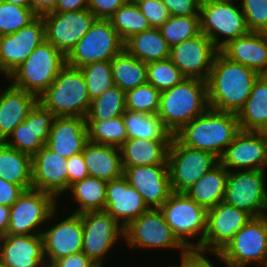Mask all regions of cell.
Wrapping results in <instances>:
<instances>
[{
	"label": "cell",
	"mask_w": 267,
	"mask_h": 267,
	"mask_svg": "<svg viewBox=\"0 0 267 267\" xmlns=\"http://www.w3.org/2000/svg\"><path fill=\"white\" fill-rule=\"evenodd\" d=\"M36 17L31 7L18 6L0 0V36L17 32Z\"/></svg>",
	"instance_id": "f6af8a7d"
},
{
	"label": "cell",
	"mask_w": 267,
	"mask_h": 267,
	"mask_svg": "<svg viewBox=\"0 0 267 267\" xmlns=\"http://www.w3.org/2000/svg\"><path fill=\"white\" fill-rule=\"evenodd\" d=\"M25 190L0 178V205L11 207Z\"/></svg>",
	"instance_id": "f5cc1de1"
},
{
	"label": "cell",
	"mask_w": 267,
	"mask_h": 267,
	"mask_svg": "<svg viewBox=\"0 0 267 267\" xmlns=\"http://www.w3.org/2000/svg\"><path fill=\"white\" fill-rule=\"evenodd\" d=\"M66 66V56L44 40L6 79L39 97Z\"/></svg>",
	"instance_id": "5b68a950"
},
{
	"label": "cell",
	"mask_w": 267,
	"mask_h": 267,
	"mask_svg": "<svg viewBox=\"0 0 267 267\" xmlns=\"http://www.w3.org/2000/svg\"><path fill=\"white\" fill-rule=\"evenodd\" d=\"M228 170L219 163L205 173L185 194L206 210L224 200Z\"/></svg>",
	"instance_id": "1f68e13d"
},
{
	"label": "cell",
	"mask_w": 267,
	"mask_h": 267,
	"mask_svg": "<svg viewBox=\"0 0 267 267\" xmlns=\"http://www.w3.org/2000/svg\"><path fill=\"white\" fill-rule=\"evenodd\" d=\"M167 163L172 192L185 193L217 166L220 159L212 153L188 147L173 136Z\"/></svg>",
	"instance_id": "9c48e42d"
},
{
	"label": "cell",
	"mask_w": 267,
	"mask_h": 267,
	"mask_svg": "<svg viewBox=\"0 0 267 267\" xmlns=\"http://www.w3.org/2000/svg\"><path fill=\"white\" fill-rule=\"evenodd\" d=\"M258 76L254 70L229 60L219 51L207 80L209 107L216 111L238 114Z\"/></svg>",
	"instance_id": "6da1fadb"
},
{
	"label": "cell",
	"mask_w": 267,
	"mask_h": 267,
	"mask_svg": "<svg viewBox=\"0 0 267 267\" xmlns=\"http://www.w3.org/2000/svg\"><path fill=\"white\" fill-rule=\"evenodd\" d=\"M249 32L267 33V0H240Z\"/></svg>",
	"instance_id": "bcb514c9"
},
{
	"label": "cell",
	"mask_w": 267,
	"mask_h": 267,
	"mask_svg": "<svg viewBox=\"0 0 267 267\" xmlns=\"http://www.w3.org/2000/svg\"><path fill=\"white\" fill-rule=\"evenodd\" d=\"M124 49V42L109 19H95L89 31L66 56V65L80 68L97 61H110Z\"/></svg>",
	"instance_id": "30bf717a"
},
{
	"label": "cell",
	"mask_w": 267,
	"mask_h": 267,
	"mask_svg": "<svg viewBox=\"0 0 267 267\" xmlns=\"http://www.w3.org/2000/svg\"><path fill=\"white\" fill-rule=\"evenodd\" d=\"M124 241L129 249L177 250L183 253L187 248L173 234L159 208L149 209L124 228Z\"/></svg>",
	"instance_id": "8fae6325"
},
{
	"label": "cell",
	"mask_w": 267,
	"mask_h": 267,
	"mask_svg": "<svg viewBox=\"0 0 267 267\" xmlns=\"http://www.w3.org/2000/svg\"><path fill=\"white\" fill-rule=\"evenodd\" d=\"M135 1L139 10L147 18L151 27L159 28L170 18L168 8L161 0H132Z\"/></svg>",
	"instance_id": "7dc6e473"
},
{
	"label": "cell",
	"mask_w": 267,
	"mask_h": 267,
	"mask_svg": "<svg viewBox=\"0 0 267 267\" xmlns=\"http://www.w3.org/2000/svg\"><path fill=\"white\" fill-rule=\"evenodd\" d=\"M172 16L200 15V0H161Z\"/></svg>",
	"instance_id": "f907efd6"
},
{
	"label": "cell",
	"mask_w": 267,
	"mask_h": 267,
	"mask_svg": "<svg viewBox=\"0 0 267 267\" xmlns=\"http://www.w3.org/2000/svg\"><path fill=\"white\" fill-rule=\"evenodd\" d=\"M125 111V91L114 85L91 101L85 120H109L122 116Z\"/></svg>",
	"instance_id": "f35d334b"
},
{
	"label": "cell",
	"mask_w": 267,
	"mask_h": 267,
	"mask_svg": "<svg viewBox=\"0 0 267 267\" xmlns=\"http://www.w3.org/2000/svg\"><path fill=\"white\" fill-rule=\"evenodd\" d=\"M237 117L242 131L267 133V75H259L255 80Z\"/></svg>",
	"instance_id": "4dcf8cb0"
},
{
	"label": "cell",
	"mask_w": 267,
	"mask_h": 267,
	"mask_svg": "<svg viewBox=\"0 0 267 267\" xmlns=\"http://www.w3.org/2000/svg\"><path fill=\"white\" fill-rule=\"evenodd\" d=\"M10 207L0 205V236L7 233L9 227Z\"/></svg>",
	"instance_id": "6f0895ef"
},
{
	"label": "cell",
	"mask_w": 267,
	"mask_h": 267,
	"mask_svg": "<svg viewBox=\"0 0 267 267\" xmlns=\"http://www.w3.org/2000/svg\"><path fill=\"white\" fill-rule=\"evenodd\" d=\"M83 226V247L85 253L95 264L105 265L106 257L124 241V228L105 210L80 214ZM123 238V239H122ZM109 255V256H107Z\"/></svg>",
	"instance_id": "5bb4252c"
},
{
	"label": "cell",
	"mask_w": 267,
	"mask_h": 267,
	"mask_svg": "<svg viewBox=\"0 0 267 267\" xmlns=\"http://www.w3.org/2000/svg\"><path fill=\"white\" fill-rule=\"evenodd\" d=\"M31 9L37 16L53 12L58 0H30Z\"/></svg>",
	"instance_id": "9f6ffc18"
},
{
	"label": "cell",
	"mask_w": 267,
	"mask_h": 267,
	"mask_svg": "<svg viewBox=\"0 0 267 267\" xmlns=\"http://www.w3.org/2000/svg\"><path fill=\"white\" fill-rule=\"evenodd\" d=\"M210 254L227 267H267V215L252 217L221 252Z\"/></svg>",
	"instance_id": "8992f818"
},
{
	"label": "cell",
	"mask_w": 267,
	"mask_h": 267,
	"mask_svg": "<svg viewBox=\"0 0 267 267\" xmlns=\"http://www.w3.org/2000/svg\"><path fill=\"white\" fill-rule=\"evenodd\" d=\"M0 267H6L1 259H0Z\"/></svg>",
	"instance_id": "91938a15"
},
{
	"label": "cell",
	"mask_w": 267,
	"mask_h": 267,
	"mask_svg": "<svg viewBox=\"0 0 267 267\" xmlns=\"http://www.w3.org/2000/svg\"><path fill=\"white\" fill-rule=\"evenodd\" d=\"M219 49L203 33L170 47L169 59L185 78L207 81Z\"/></svg>",
	"instance_id": "e0dca14e"
},
{
	"label": "cell",
	"mask_w": 267,
	"mask_h": 267,
	"mask_svg": "<svg viewBox=\"0 0 267 267\" xmlns=\"http://www.w3.org/2000/svg\"><path fill=\"white\" fill-rule=\"evenodd\" d=\"M88 142L85 118L55 117L46 146L66 159L83 152Z\"/></svg>",
	"instance_id": "484cf974"
},
{
	"label": "cell",
	"mask_w": 267,
	"mask_h": 267,
	"mask_svg": "<svg viewBox=\"0 0 267 267\" xmlns=\"http://www.w3.org/2000/svg\"><path fill=\"white\" fill-rule=\"evenodd\" d=\"M128 0H88L87 9L96 19H109Z\"/></svg>",
	"instance_id": "681fc988"
},
{
	"label": "cell",
	"mask_w": 267,
	"mask_h": 267,
	"mask_svg": "<svg viewBox=\"0 0 267 267\" xmlns=\"http://www.w3.org/2000/svg\"><path fill=\"white\" fill-rule=\"evenodd\" d=\"M45 40V24L37 16L15 33L0 36V73L7 78Z\"/></svg>",
	"instance_id": "ac0fdd59"
},
{
	"label": "cell",
	"mask_w": 267,
	"mask_h": 267,
	"mask_svg": "<svg viewBox=\"0 0 267 267\" xmlns=\"http://www.w3.org/2000/svg\"><path fill=\"white\" fill-rule=\"evenodd\" d=\"M169 47L201 33L200 15L170 16L159 28Z\"/></svg>",
	"instance_id": "60d3db41"
},
{
	"label": "cell",
	"mask_w": 267,
	"mask_h": 267,
	"mask_svg": "<svg viewBox=\"0 0 267 267\" xmlns=\"http://www.w3.org/2000/svg\"><path fill=\"white\" fill-rule=\"evenodd\" d=\"M209 108L207 81L184 78L171 89L161 92L157 116L174 135Z\"/></svg>",
	"instance_id": "3957f363"
},
{
	"label": "cell",
	"mask_w": 267,
	"mask_h": 267,
	"mask_svg": "<svg viewBox=\"0 0 267 267\" xmlns=\"http://www.w3.org/2000/svg\"><path fill=\"white\" fill-rule=\"evenodd\" d=\"M161 92L146 83L125 92L126 110L157 115Z\"/></svg>",
	"instance_id": "7bdbcfd3"
},
{
	"label": "cell",
	"mask_w": 267,
	"mask_h": 267,
	"mask_svg": "<svg viewBox=\"0 0 267 267\" xmlns=\"http://www.w3.org/2000/svg\"><path fill=\"white\" fill-rule=\"evenodd\" d=\"M159 209L173 234L187 249H199L202 246L207 221V210L204 207L185 193L172 192Z\"/></svg>",
	"instance_id": "ba28073f"
},
{
	"label": "cell",
	"mask_w": 267,
	"mask_h": 267,
	"mask_svg": "<svg viewBox=\"0 0 267 267\" xmlns=\"http://www.w3.org/2000/svg\"><path fill=\"white\" fill-rule=\"evenodd\" d=\"M96 264L83 252L56 260L50 267H94Z\"/></svg>",
	"instance_id": "db71d44e"
},
{
	"label": "cell",
	"mask_w": 267,
	"mask_h": 267,
	"mask_svg": "<svg viewBox=\"0 0 267 267\" xmlns=\"http://www.w3.org/2000/svg\"><path fill=\"white\" fill-rule=\"evenodd\" d=\"M55 115L39 102L4 141L8 146L33 157L47 144Z\"/></svg>",
	"instance_id": "44dd1931"
},
{
	"label": "cell",
	"mask_w": 267,
	"mask_h": 267,
	"mask_svg": "<svg viewBox=\"0 0 267 267\" xmlns=\"http://www.w3.org/2000/svg\"><path fill=\"white\" fill-rule=\"evenodd\" d=\"M150 208L124 176L107 181L105 211L123 228Z\"/></svg>",
	"instance_id": "cb8c5ba5"
},
{
	"label": "cell",
	"mask_w": 267,
	"mask_h": 267,
	"mask_svg": "<svg viewBox=\"0 0 267 267\" xmlns=\"http://www.w3.org/2000/svg\"><path fill=\"white\" fill-rule=\"evenodd\" d=\"M107 182L95 177L88 176L83 180L77 181L70 186L73 202L77 203L74 214H82L90 211H102L105 209ZM69 192V193H68Z\"/></svg>",
	"instance_id": "e575fe53"
},
{
	"label": "cell",
	"mask_w": 267,
	"mask_h": 267,
	"mask_svg": "<svg viewBox=\"0 0 267 267\" xmlns=\"http://www.w3.org/2000/svg\"><path fill=\"white\" fill-rule=\"evenodd\" d=\"M106 265L96 264L94 267H105Z\"/></svg>",
	"instance_id": "94428289"
},
{
	"label": "cell",
	"mask_w": 267,
	"mask_h": 267,
	"mask_svg": "<svg viewBox=\"0 0 267 267\" xmlns=\"http://www.w3.org/2000/svg\"><path fill=\"white\" fill-rule=\"evenodd\" d=\"M238 1L205 0L200 2V31L219 50L230 40L249 32Z\"/></svg>",
	"instance_id": "52a82bcc"
},
{
	"label": "cell",
	"mask_w": 267,
	"mask_h": 267,
	"mask_svg": "<svg viewBox=\"0 0 267 267\" xmlns=\"http://www.w3.org/2000/svg\"><path fill=\"white\" fill-rule=\"evenodd\" d=\"M220 163L228 171L266 170L267 133L241 130L226 148Z\"/></svg>",
	"instance_id": "d6986e66"
},
{
	"label": "cell",
	"mask_w": 267,
	"mask_h": 267,
	"mask_svg": "<svg viewBox=\"0 0 267 267\" xmlns=\"http://www.w3.org/2000/svg\"><path fill=\"white\" fill-rule=\"evenodd\" d=\"M0 259L6 267H48L41 234L0 236Z\"/></svg>",
	"instance_id": "d4e9b609"
},
{
	"label": "cell",
	"mask_w": 267,
	"mask_h": 267,
	"mask_svg": "<svg viewBox=\"0 0 267 267\" xmlns=\"http://www.w3.org/2000/svg\"><path fill=\"white\" fill-rule=\"evenodd\" d=\"M79 69L84 76L91 101L115 85L110 61H97L82 66Z\"/></svg>",
	"instance_id": "b9f144b4"
},
{
	"label": "cell",
	"mask_w": 267,
	"mask_h": 267,
	"mask_svg": "<svg viewBox=\"0 0 267 267\" xmlns=\"http://www.w3.org/2000/svg\"><path fill=\"white\" fill-rule=\"evenodd\" d=\"M68 165V189L77 181L89 176L82 153L73 155L67 159Z\"/></svg>",
	"instance_id": "816d5d0a"
},
{
	"label": "cell",
	"mask_w": 267,
	"mask_h": 267,
	"mask_svg": "<svg viewBox=\"0 0 267 267\" xmlns=\"http://www.w3.org/2000/svg\"><path fill=\"white\" fill-rule=\"evenodd\" d=\"M123 176L150 209L160 208L172 193L168 165L123 167Z\"/></svg>",
	"instance_id": "7402d4cb"
},
{
	"label": "cell",
	"mask_w": 267,
	"mask_h": 267,
	"mask_svg": "<svg viewBox=\"0 0 267 267\" xmlns=\"http://www.w3.org/2000/svg\"><path fill=\"white\" fill-rule=\"evenodd\" d=\"M146 67L147 83L160 92L171 89L185 78L170 59L149 62Z\"/></svg>",
	"instance_id": "ee69618b"
},
{
	"label": "cell",
	"mask_w": 267,
	"mask_h": 267,
	"mask_svg": "<svg viewBox=\"0 0 267 267\" xmlns=\"http://www.w3.org/2000/svg\"><path fill=\"white\" fill-rule=\"evenodd\" d=\"M109 20L123 42L137 33L152 28L136 2L132 0H128L118 8Z\"/></svg>",
	"instance_id": "74e56055"
},
{
	"label": "cell",
	"mask_w": 267,
	"mask_h": 267,
	"mask_svg": "<svg viewBox=\"0 0 267 267\" xmlns=\"http://www.w3.org/2000/svg\"><path fill=\"white\" fill-rule=\"evenodd\" d=\"M32 189L50 193L57 200L68 191L67 159L46 145L32 157Z\"/></svg>",
	"instance_id": "603a6c76"
},
{
	"label": "cell",
	"mask_w": 267,
	"mask_h": 267,
	"mask_svg": "<svg viewBox=\"0 0 267 267\" xmlns=\"http://www.w3.org/2000/svg\"><path fill=\"white\" fill-rule=\"evenodd\" d=\"M88 141L96 144L120 147L128 135L123 116L109 120H86Z\"/></svg>",
	"instance_id": "ab89813d"
},
{
	"label": "cell",
	"mask_w": 267,
	"mask_h": 267,
	"mask_svg": "<svg viewBox=\"0 0 267 267\" xmlns=\"http://www.w3.org/2000/svg\"><path fill=\"white\" fill-rule=\"evenodd\" d=\"M88 0H58L53 12L86 10Z\"/></svg>",
	"instance_id": "11a10c76"
},
{
	"label": "cell",
	"mask_w": 267,
	"mask_h": 267,
	"mask_svg": "<svg viewBox=\"0 0 267 267\" xmlns=\"http://www.w3.org/2000/svg\"><path fill=\"white\" fill-rule=\"evenodd\" d=\"M124 49L144 63L169 59L170 47L158 28H150L131 36Z\"/></svg>",
	"instance_id": "836d02e7"
},
{
	"label": "cell",
	"mask_w": 267,
	"mask_h": 267,
	"mask_svg": "<svg viewBox=\"0 0 267 267\" xmlns=\"http://www.w3.org/2000/svg\"><path fill=\"white\" fill-rule=\"evenodd\" d=\"M110 65L114 84L125 92L147 83L146 63L125 49L110 60Z\"/></svg>",
	"instance_id": "d590c367"
},
{
	"label": "cell",
	"mask_w": 267,
	"mask_h": 267,
	"mask_svg": "<svg viewBox=\"0 0 267 267\" xmlns=\"http://www.w3.org/2000/svg\"><path fill=\"white\" fill-rule=\"evenodd\" d=\"M82 155L89 176L106 182L123 176L124 169L119 147L88 141L84 146Z\"/></svg>",
	"instance_id": "f1b7e54d"
},
{
	"label": "cell",
	"mask_w": 267,
	"mask_h": 267,
	"mask_svg": "<svg viewBox=\"0 0 267 267\" xmlns=\"http://www.w3.org/2000/svg\"><path fill=\"white\" fill-rule=\"evenodd\" d=\"M6 3H12L18 6L23 7H31V1L30 0H1Z\"/></svg>",
	"instance_id": "680465c9"
},
{
	"label": "cell",
	"mask_w": 267,
	"mask_h": 267,
	"mask_svg": "<svg viewBox=\"0 0 267 267\" xmlns=\"http://www.w3.org/2000/svg\"><path fill=\"white\" fill-rule=\"evenodd\" d=\"M45 40L67 56L96 19L88 10L50 12L43 16Z\"/></svg>",
	"instance_id": "2e32d148"
},
{
	"label": "cell",
	"mask_w": 267,
	"mask_h": 267,
	"mask_svg": "<svg viewBox=\"0 0 267 267\" xmlns=\"http://www.w3.org/2000/svg\"><path fill=\"white\" fill-rule=\"evenodd\" d=\"M122 116L128 139L172 140L174 136L157 115L126 110Z\"/></svg>",
	"instance_id": "8d00e7d4"
},
{
	"label": "cell",
	"mask_w": 267,
	"mask_h": 267,
	"mask_svg": "<svg viewBox=\"0 0 267 267\" xmlns=\"http://www.w3.org/2000/svg\"><path fill=\"white\" fill-rule=\"evenodd\" d=\"M240 131L237 114L209 108L174 136L182 144L212 153L220 159Z\"/></svg>",
	"instance_id": "7a4b0ae2"
},
{
	"label": "cell",
	"mask_w": 267,
	"mask_h": 267,
	"mask_svg": "<svg viewBox=\"0 0 267 267\" xmlns=\"http://www.w3.org/2000/svg\"><path fill=\"white\" fill-rule=\"evenodd\" d=\"M0 178L32 189V157L0 141Z\"/></svg>",
	"instance_id": "d6a6232c"
},
{
	"label": "cell",
	"mask_w": 267,
	"mask_h": 267,
	"mask_svg": "<svg viewBox=\"0 0 267 267\" xmlns=\"http://www.w3.org/2000/svg\"><path fill=\"white\" fill-rule=\"evenodd\" d=\"M38 102L56 117L85 118L91 100L82 71L66 65L38 97Z\"/></svg>",
	"instance_id": "277c9868"
},
{
	"label": "cell",
	"mask_w": 267,
	"mask_h": 267,
	"mask_svg": "<svg viewBox=\"0 0 267 267\" xmlns=\"http://www.w3.org/2000/svg\"><path fill=\"white\" fill-rule=\"evenodd\" d=\"M247 212L224 201L207 210L206 232L200 250L221 252L234 235L250 220Z\"/></svg>",
	"instance_id": "ffe728a7"
},
{
	"label": "cell",
	"mask_w": 267,
	"mask_h": 267,
	"mask_svg": "<svg viewBox=\"0 0 267 267\" xmlns=\"http://www.w3.org/2000/svg\"><path fill=\"white\" fill-rule=\"evenodd\" d=\"M171 140L127 139L119 148L122 166L168 165Z\"/></svg>",
	"instance_id": "f546056e"
},
{
	"label": "cell",
	"mask_w": 267,
	"mask_h": 267,
	"mask_svg": "<svg viewBox=\"0 0 267 267\" xmlns=\"http://www.w3.org/2000/svg\"><path fill=\"white\" fill-rule=\"evenodd\" d=\"M267 170L228 171L224 202L252 217L267 215Z\"/></svg>",
	"instance_id": "7c38bea8"
},
{
	"label": "cell",
	"mask_w": 267,
	"mask_h": 267,
	"mask_svg": "<svg viewBox=\"0 0 267 267\" xmlns=\"http://www.w3.org/2000/svg\"><path fill=\"white\" fill-rule=\"evenodd\" d=\"M37 103V96L12 84L0 88V141H5L25 121Z\"/></svg>",
	"instance_id": "83f0119b"
},
{
	"label": "cell",
	"mask_w": 267,
	"mask_h": 267,
	"mask_svg": "<svg viewBox=\"0 0 267 267\" xmlns=\"http://www.w3.org/2000/svg\"><path fill=\"white\" fill-rule=\"evenodd\" d=\"M57 207L49 216L42 231L44 257L50 267L56 260L82 252L83 226L80 214L71 213L62 219ZM57 219V221L55 219ZM52 220V221H51ZM50 221V222H49ZM54 222V223H52ZM50 226V227H49ZM48 227V228H47Z\"/></svg>",
	"instance_id": "9a60e30c"
},
{
	"label": "cell",
	"mask_w": 267,
	"mask_h": 267,
	"mask_svg": "<svg viewBox=\"0 0 267 267\" xmlns=\"http://www.w3.org/2000/svg\"><path fill=\"white\" fill-rule=\"evenodd\" d=\"M229 60L267 75V33L248 32L230 40L219 50Z\"/></svg>",
	"instance_id": "4316f807"
},
{
	"label": "cell",
	"mask_w": 267,
	"mask_h": 267,
	"mask_svg": "<svg viewBox=\"0 0 267 267\" xmlns=\"http://www.w3.org/2000/svg\"><path fill=\"white\" fill-rule=\"evenodd\" d=\"M57 201L50 193L36 189L25 190L10 207L6 234H42L50 214L59 206Z\"/></svg>",
	"instance_id": "4fadbf2b"
},
{
	"label": "cell",
	"mask_w": 267,
	"mask_h": 267,
	"mask_svg": "<svg viewBox=\"0 0 267 267\" xmlns=\"http://www.w3.org/2000/svg\"><path fill=\"white\" fill-rule=\"evenodd\" d=\"M209 253L198 248L186 249L180 254V263L168 264L167 267H216L208 258L209 256H206Z\"/></svg>",
	"instance_id": "c3c4849f"
}]
</instances>
